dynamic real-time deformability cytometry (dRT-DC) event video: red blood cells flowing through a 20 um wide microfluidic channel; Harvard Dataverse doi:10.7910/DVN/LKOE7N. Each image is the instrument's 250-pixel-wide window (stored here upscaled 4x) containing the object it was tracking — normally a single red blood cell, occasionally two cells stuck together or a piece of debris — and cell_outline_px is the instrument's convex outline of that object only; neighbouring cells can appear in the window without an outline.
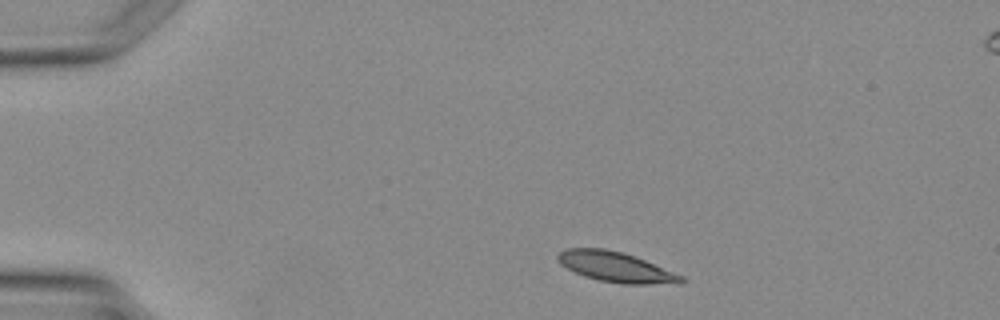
{"species": "Egyptian fruit bat (a non-hibernating species)", "species_latin": "Rousettus aegyptiacus", "temperature_condition": "warm", "stored_images_in_passage": 3, "segment_of_instrument_passage": [1, 2], "camera_frame_rate_fps": 3000, "um_per_image_px": 0.085, "animal": {"sex": "female"}, "frame": {"image": 1, "passage_image": 1, "time_ms": 0.0, "image_size_px": [1000, 320], "cell_outline_px": [[684, 280], [680, 284], [620, 284], [600, 280], [584, 276], [560, 264], [556, 260], [556, 256], [560, 252], [568, 248], [604, 248], [624, 252], [636, 256], [684, 276]], "centroid_in_image_um": [52.37, 22.69], "position_along_channel_um": 32.6, "area_um2": 21.85}}